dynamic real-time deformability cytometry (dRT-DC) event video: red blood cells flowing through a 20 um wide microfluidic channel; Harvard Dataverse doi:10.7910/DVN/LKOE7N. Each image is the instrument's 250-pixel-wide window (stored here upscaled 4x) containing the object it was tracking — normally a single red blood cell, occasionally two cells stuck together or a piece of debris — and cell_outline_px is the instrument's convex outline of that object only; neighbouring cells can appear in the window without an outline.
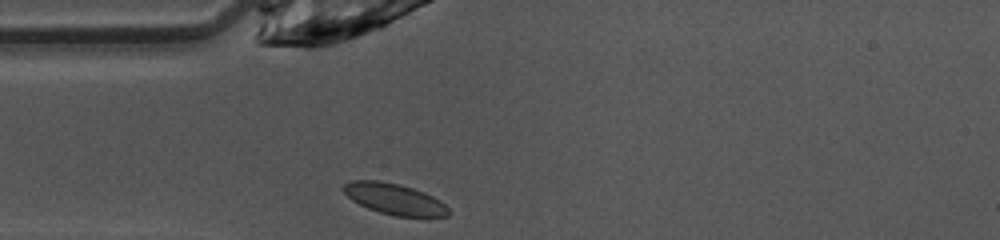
{"species": "common noctule bat (a hibernating species)", "species_latin": "Nyctalus noctula", "temperature_condition": "warm", "stored_images_in_passage": 37, "camera_frame_rate_fps": 3000, "um_per_image_px": 0.085, "animal": {"sex": "female", "body_mass_g": 10.0, "forearm_length_mm": 53.1}, "frame": {"image": 1, "passage_image": 1, "time_ms": 0.0, "image_size_px": [1000, 240], "cell_outline_px": [[448, 216], [392, 216], [368, 208], [352, 200], [340, 188], [344, 184], [352, 180], [380, 180], [400, 184], [424, 192], [440, 200], [448, 208]], "centroid_in_image_um": [33.49, 16.9], "position_along_channel_um": 51.5, "area_um2": 18.9}}
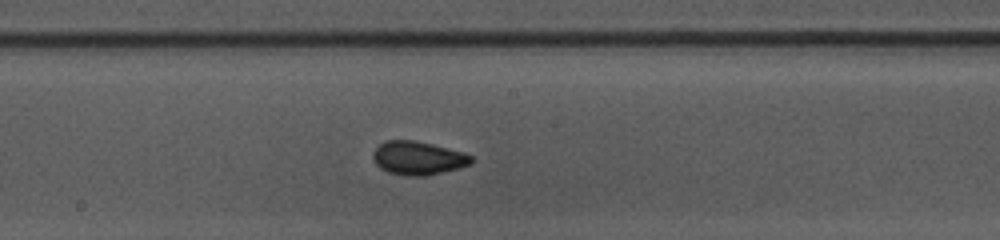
{"frame": {"image": 2, "passage_image": 13, "time_ms": 4.0, "image_size_px": [1000, 240], "cell_outline_px": [[472, 164], [460, 168], [424, 176], [408, 176], [388, 172], [380, 168], [376, 164], [372, 156], [376, 148], [384, 140], [416, 140], [464, 152], [472, 156]], "centroid_in_image_um": [35.54, 13.43], "position_along_channel_um": 212.7, "area_um2": 19.25}}
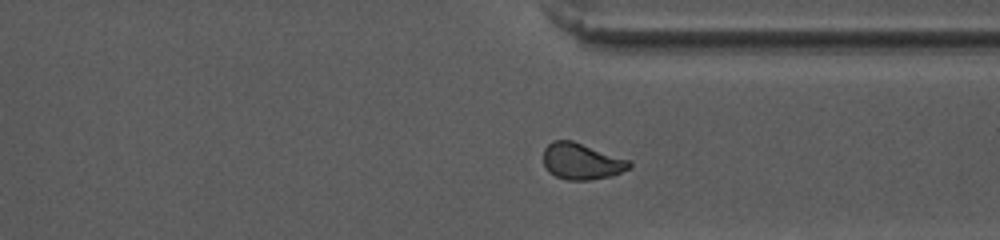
{"frame": {"image": 3, "passage_image": 24, "time_ms": 7.667, "image_size_px": [1000, 240], "cell_outline_px": [[632, 168], [612, 176], [588, 180], [568, 180], [556, 176], [548, 172], [544, 164], [544, 148], [552, 140], [572, 140], [628, 160], [632, 164]], "centroid_in_image_um": [49.43, 13.72], "position_along_channel_um": 362.0, "area_um2": 18.15}, "authors_computed_cell_mechanics": {"area_um2": 18.2648, "velocity_mm_per_s": 4.0908, "shape_relaxation_time_tau1_ms": 6.5982, "shape_relaxation_time_tau2_ms": 1.0103, "deformation_change_tau1": 0.1231, "deformation_change_tau2": 0.0513}}